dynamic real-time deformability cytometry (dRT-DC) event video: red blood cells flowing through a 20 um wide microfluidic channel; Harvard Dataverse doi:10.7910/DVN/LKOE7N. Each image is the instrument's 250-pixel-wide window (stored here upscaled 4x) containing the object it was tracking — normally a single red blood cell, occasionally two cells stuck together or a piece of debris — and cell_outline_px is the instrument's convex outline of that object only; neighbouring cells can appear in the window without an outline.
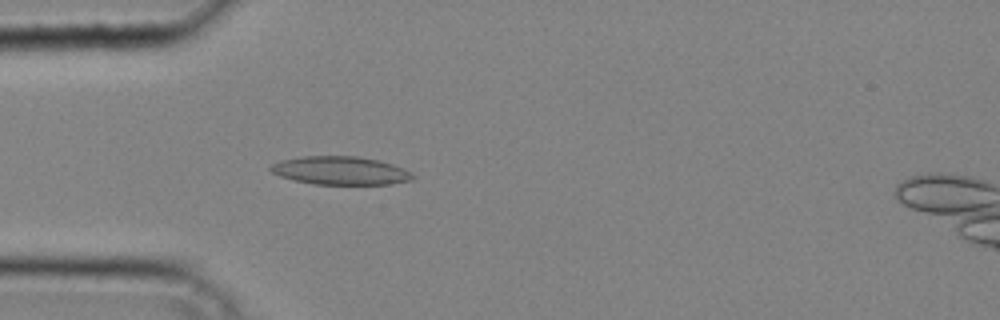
{"species": "common noctule bat (a hibernating species)", "species_latin": "Nyctalus noctula", "temperature_condition": "cold", "stored_images_in_passage": 36, "camera_frame_rate_fps": 3000, "um_per_image_px": 0.085, "animal": {"sex": "male", "body_mass_g": 20.4}, "frame": {"image": 1, "passage_image": 8, "time_ms": 2.333, "image_size_px": [1000, 320], "cell_outline_px": [[416, 176], [412, 180], [392, 184], [312, 184], [292, 180], [280, 176], [272, 172], [268, 168], [272, 164], [280, 160], [304, 156], [356, 156], [380, 160], [404, 168]], "centroid_in_image_um": [28.94, 14.5], "position_along_channel_um": 56.1, "area_um2": 23.58}}
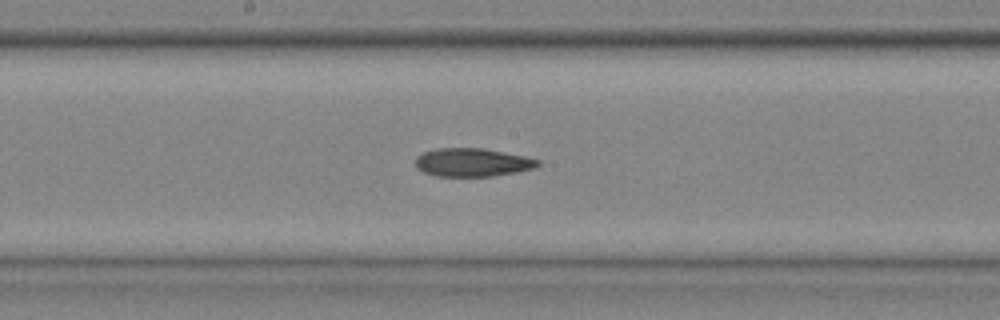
{"frame": {"image": 2, "passage_image": 18, "time_ms": 5.667, "image_size_px": [1000, 320], "cell_outline_px": [[540, 164], [536, 168], [516, 172], [492, 176], [436, 176], [424, 172], [416, 168], [416, 156], [424, 152], [436, 148], [480, 148], [524, 156], [540, 160]], "centroid_in_image_um": [40.14, 13.81], "position_along_channel_um": 208.1, "area_um2": 20.11}}
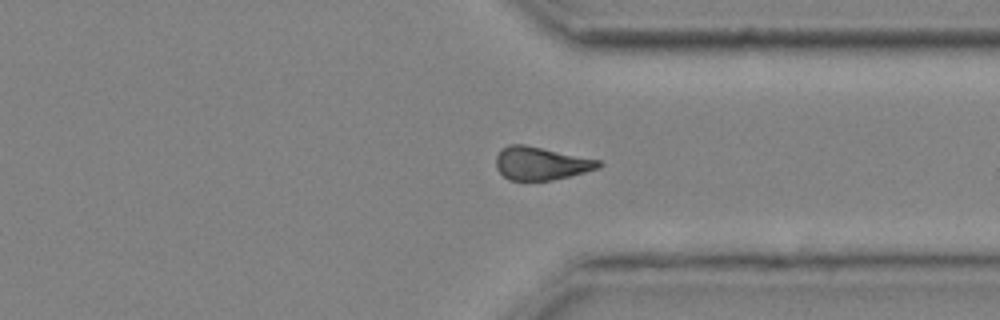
{"frame": {"image": 3, "passage_image": 28, "time_ms": 9.0, "image_size_px": [1000, 320], "cell_outline_px": [[604, 164], [600, 168], [552, 180], [508, 180], [496, 168], [496, 156], [500, 148], [508, 144], [524, 144], [600, 160]], "centroid_in_image_um": [45.96, 13.88], "position_along_channel_um": 365.4, "area_um2": 19.83}}